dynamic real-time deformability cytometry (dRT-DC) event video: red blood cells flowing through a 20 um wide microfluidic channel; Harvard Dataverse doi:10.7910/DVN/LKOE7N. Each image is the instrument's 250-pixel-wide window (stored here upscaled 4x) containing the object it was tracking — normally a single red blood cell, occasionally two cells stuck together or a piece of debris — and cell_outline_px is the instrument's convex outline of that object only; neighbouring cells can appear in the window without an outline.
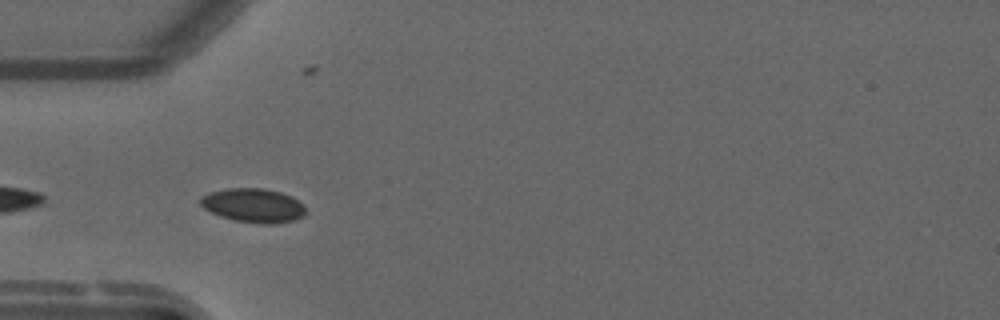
{"species": "common noctule bat (a hibernating species)", "species_latin": "Nyctalus noctula", "temperature_condition": "warm", "stored_images_in_passage": 5, "camera_frame_rate_fps": 3000, "um_per_image_px": 0.085, "animal": {"sex": "male", "forearm_length_mm": 52.5}, "frame": {"image": 1, "passage_image": 2, "time_ms": 0.333, "image_size_px": [1000, 320], "cell_outline_px": [[304, 212], [300, 216], [292, 220], [268, 224], [264, 224], [236, 220], [220, 216], [204, 208], [200, 204], [200, 196], [208, 192], [228, 188], [264, 188], [280, 192], [292, 196], [304, 204]], "centroid_in_image_um": [21.49, 17.43], "position_along_channel_um": 63.5, "area_um2": 20.63}}